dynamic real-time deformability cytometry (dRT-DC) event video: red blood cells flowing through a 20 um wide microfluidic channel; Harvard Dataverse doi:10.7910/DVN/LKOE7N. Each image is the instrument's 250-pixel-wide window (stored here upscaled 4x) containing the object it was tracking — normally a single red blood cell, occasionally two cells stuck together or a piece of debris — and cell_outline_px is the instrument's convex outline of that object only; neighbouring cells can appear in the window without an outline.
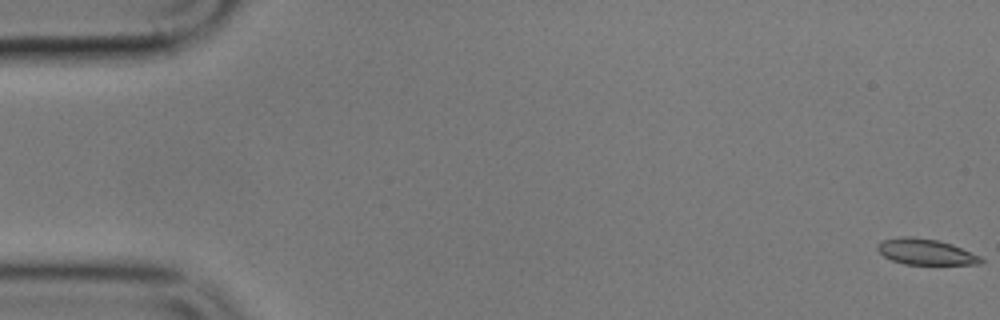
{"species": "common noctule bat (a hibernating species)", "species_latin": "Nyctalus noctula", "temperature_condition": "cold", "stored_images_in_passage": 10, "camera_frame_rate_fps": 3000, "um_per_image_px": 0.085, "animal": {"sex": "male", "body_mass_g": 17.9}, "frame": {"image": 1, "passage_image": 1, "time_ms": 0.0, "image_size_px": [1000, 320], "cell_outline_px": [[984, 260], [980, 264], [904, 264], [892, 260], [884, 256], [876, 248], [876, 244], [880, 240], [900, 236], [912, 236], [940, 240], [952, 244], [980, 256]], "centroid_in_image_um": [78.64, 21.38], "position_along_channel_um": 6.4, "area_um2": 15.72}}
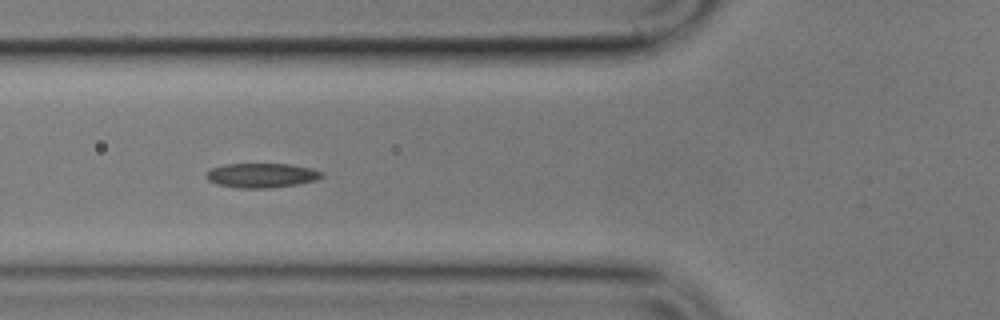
{"frame": {"image": 2, "passage_image": 7, "time_ms": 7.0, "image_size_px": [1000, 320], "cell_outline_px": [[324, 176], [316, 180], [296, 184], [268, 188], [240, 188], [216, 184], [208, 180], [208, 172], [212, 168], [224, 164], [288, 164], [312, 168], [324, 172]], "centroid_in_image_um": [22.28, 14.9], "position_along_channel_um": 103.5, "area_um2": 16.36}}
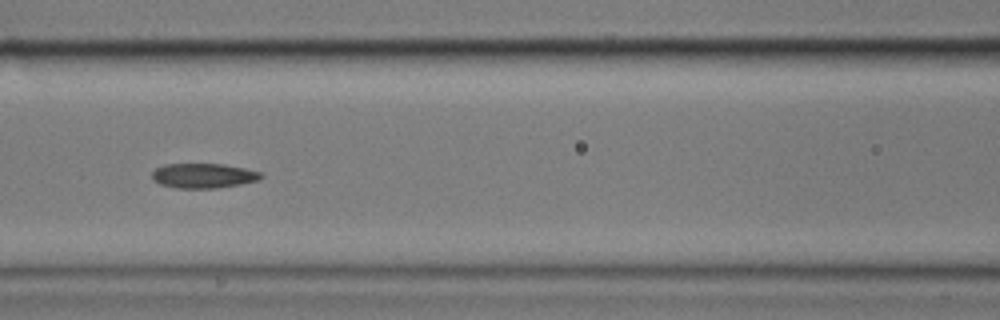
{"frame": {"image": 3, "passage_image": 8, "time_ms": 8.333, "image_size_px": [1000, 320], "cell_outline_px": [[264, 176], [260, 180], [240, 184], [216, 188], [176, 188], [160, 184], [152, 180], [152, 172], [156, 168], [164, 164], [224, 164], [244, 168], [260, 172]], "centroid_in_image_um": [17.28, 14.93], "position_along_channel_um": 149.3, "area_um2": 15.78}}